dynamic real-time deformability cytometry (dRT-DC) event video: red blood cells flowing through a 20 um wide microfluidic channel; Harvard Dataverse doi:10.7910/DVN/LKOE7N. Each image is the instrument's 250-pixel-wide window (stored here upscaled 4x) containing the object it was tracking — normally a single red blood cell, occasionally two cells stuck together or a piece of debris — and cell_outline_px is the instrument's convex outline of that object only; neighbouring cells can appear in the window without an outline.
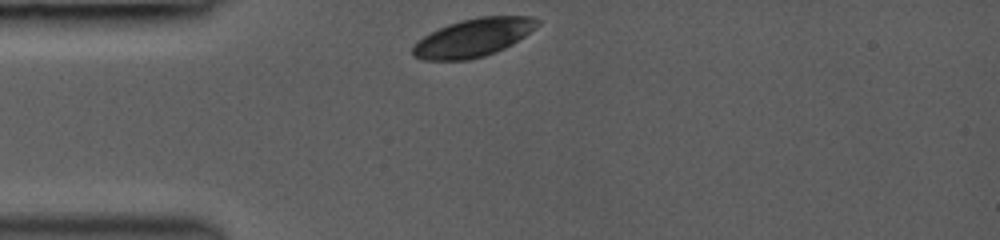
{"species": "common noctule bat (a hibernating species)", "species_latin": "Nyctalus noctula", "temperature_condition": "room temperature", "stored_images_in_passage": 20, "camera_frame_rate_fps": 3000, "um_per_image_px": 0.085, "animal": {"sex": "female", "body_mass_g": 19.0, "forearm_length_mm": 53.3}, "frame": {"image": 1, "passage_image": 1, "time_ms": 0.0, "image_size_px": [1000, 240], "cell_outline_px": [[540, 24], [536, 28], [512, 44], [496, 52], [484, 56], [468, 60], [420, 60], [412, 56], [412, 44], [416, 40], [448, 24], [460, 20], [480, 16], [532, 16], [540, 20]], "centroid_in_image_um": [40.21, 3.2], "position_along_channel_um": 44.8, "area_um2": 27.92}}
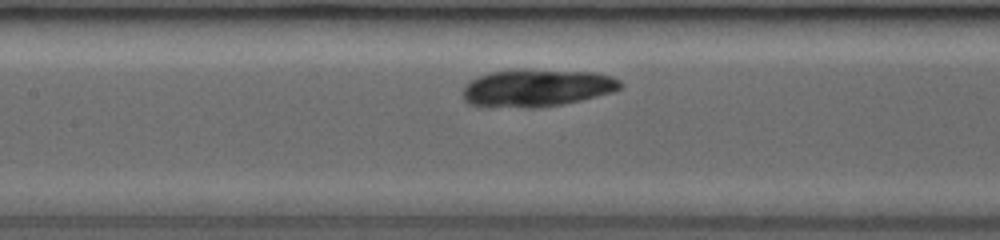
{"frame": {"image": 2, "passage_image": 8, "time_ms": 3.333, "image_size_px": [1000, 240], "cell_outline_px": [[624, 84], [620, 88], [612, 92], [580, 100], [560, 104], [536, 108], [524, 108], [468, 104], [464, 100], [460, 92], [464, 84], [468, 80], [476, 76], [488, 72], [508, 68], [524, 68], [592, 72], [612, 76], [620, 80]], "centroid_in_image_um": [45.54, 7.43], "position_along_channel_um": 161.9, "area_um2": 35.2}}
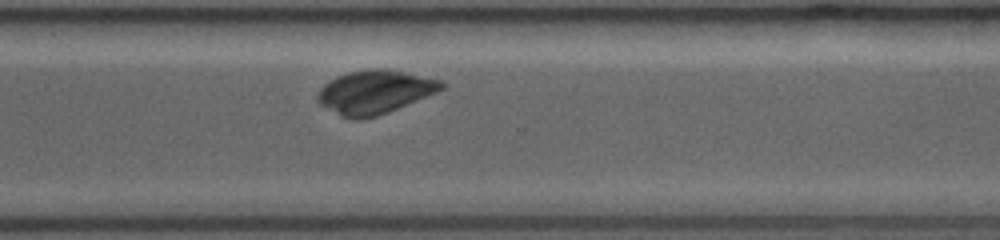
{"frame": {"image": 3, "passage_image": 20, "time_ms": 7.667, "image_size_px": [1000, 240], "cell_outline_px": [[448, 84], [444, 88], [436, 92], [388, 112], [376, 116], [356, 120], [340, 116], [320, 104], [316, 100], [316, 96], [320, 88], [328, 80], [336, 76], [348, 72], [368, 68], [388, 68], [444, 80]], "centroid_in_image_um": [31.85, 7.8], "position_along_channel_um": 338.7, "area_um2": 31.79}}